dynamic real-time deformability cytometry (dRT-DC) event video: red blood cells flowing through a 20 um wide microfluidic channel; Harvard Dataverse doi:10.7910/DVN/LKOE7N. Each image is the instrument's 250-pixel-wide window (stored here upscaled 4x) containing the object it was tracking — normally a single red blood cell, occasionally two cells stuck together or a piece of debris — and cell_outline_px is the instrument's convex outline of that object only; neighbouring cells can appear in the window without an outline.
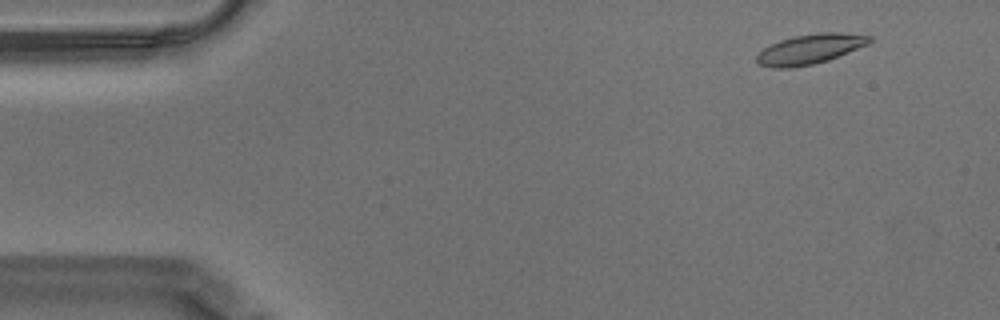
{"species": "Egyptian fruit bat (a non-hibernating species)", "species_latin": "Rousettus aegyptiacus", "temperature_condition": "warm", "stored_images_in_passage": 53, "camera_frame_rate_fps": 3000, "um_per_image_px": 0.085, "animal": {"sex": "male"}, "frame": {"image": 1, "passage_image": 1, "time_ms": 0.0, "image_size_px": [1000, 320], "cell_outline_px": [[872, 40], [868, 44], [828, 60], [812, 64], [792, 68], [772, 68], [756, 64], [756, 56], [764, 48], [780, 40], [792, 36], [816, 32], [840, 32], [872, 36]], "centroid_in_image_um": [68.82, 4.17], "position_along_channel_um": 16.2, "area_um2": 19.71}}
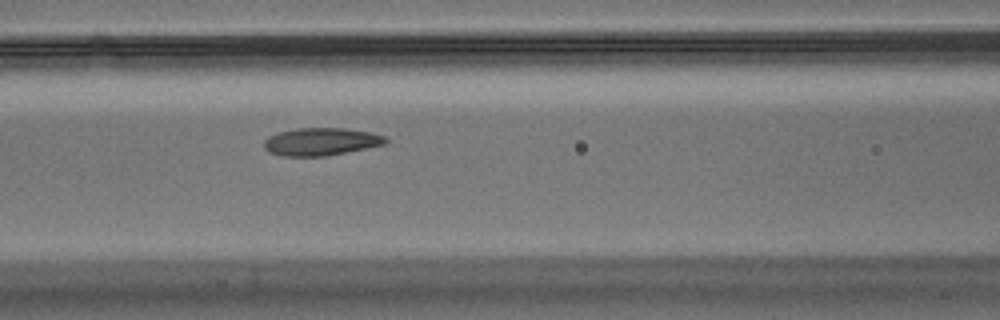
{"frame": {"image": 2, "passage_image": 20, "time_ms": 6.333, "image_size_px": [1000, 320], "cell_outline_px": [[388, 140], [384, 144], [324, 156], [284, 156], [268, 152], [264, 148], [264, 140], [268, 136], [280, 132], [296, 128], [344, 128], [372, 132], [384, 136]], "centroid_in_image_um": [27.25, 12.03], "position_along_channel_um": 139.4, "area_um2": 19.42}}
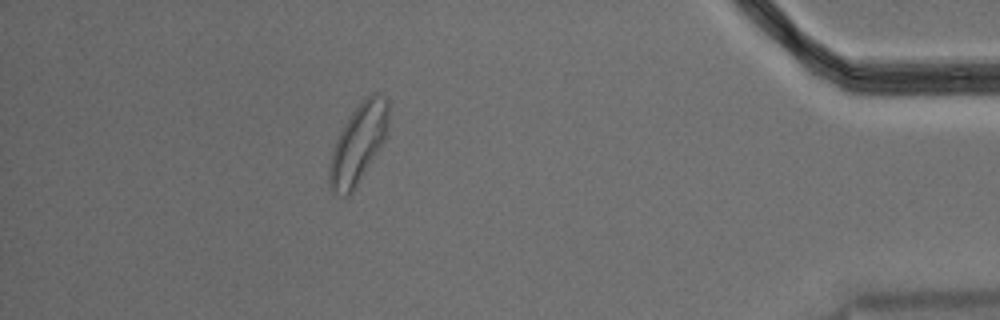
{"frame": {"image": 3, "passage_image": 47, "time_ms": 15.333, "image_size_px": [1000, 320], "cell_outline_px": [[388, 136], [352, 192], [348, 196], [344, 196], [336, 192], [332, 188], [328, 180], [328, 168], [332, 148], [340, 132], [352, 112], [372, 92], [380, 92], [388, 100]], "centroid_in_image_um": [30.47, 12.2], "position_along_channel_um": 404.7, "area_um2": 27.11}, "authors_computed_cell_mechanics": {"area_um2": 19.7098, "velocity_mm_per_s": 3.4925, "shape_relaxation_time_tau1_ms": 7.1321, "shape_relaxation_time_tau2_ms": 2.0869, "deformation_change_tau1": 0.1658, "deformation_change_tau2": 0.082}}